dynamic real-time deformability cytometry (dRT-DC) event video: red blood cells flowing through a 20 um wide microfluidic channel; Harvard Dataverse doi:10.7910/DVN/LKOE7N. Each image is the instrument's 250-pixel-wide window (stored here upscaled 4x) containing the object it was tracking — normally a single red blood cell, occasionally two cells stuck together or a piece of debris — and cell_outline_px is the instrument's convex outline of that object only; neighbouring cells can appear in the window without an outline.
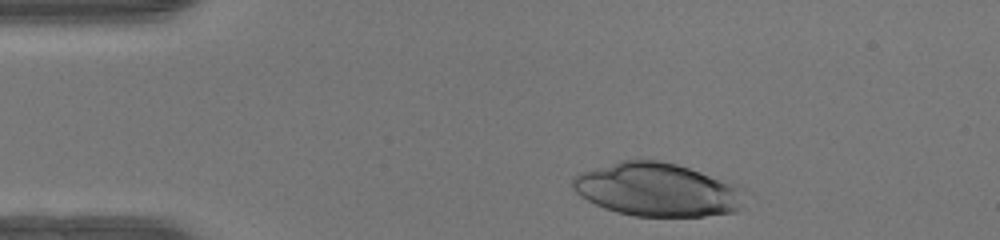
{"species": "human", "species_latin": "Homo sapiens", "temperature_condition": "warm", "stored_images_in_passage": 34, "camera_frame_rate_fps": 3000, "um_per_image_px": 0.085, "donor": {"sex": "female"}, "frame": {"image": 1, "passage_image": 2, "time_ms": 0.333, "image_size_px": [1000, 240], "cell_outline_px": [[748, 188], [744, 208], [736, 212], [704, 216], [632, 216], [616, 212], [604, 208], [580, 196], [572, 188], [572, 176], [580, 172], [620, 160], [660, 160], [676, 164], [740, 184]], "centroid_in_image_um": [55.96, 16.13], "position_along_channel_um": 29.0, "area_um2": 54.56}}
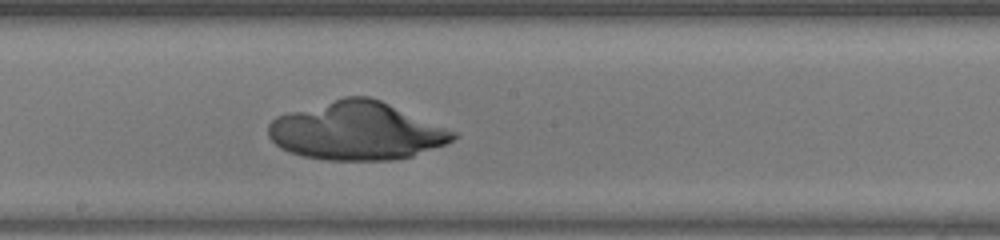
{"frame": {"image": 2, "passage_image": 20, "time_ms": 6.333, "image_size_px": [1000, 240], "cell_outline_px": [[460, 136], [444, 144], [412, 156], [392, 160], [328, 160], [304, 156], [288, 152], [280, 148], [268, 136], [268, 124], [276, 116], [288, 112], [344, 96], [368, 96], [380, 100], [456, 132]], "centroid_in_image_um": [30.28, 11.13], "position_along_channel_um": 217.9, "area_um2": 62.25}}
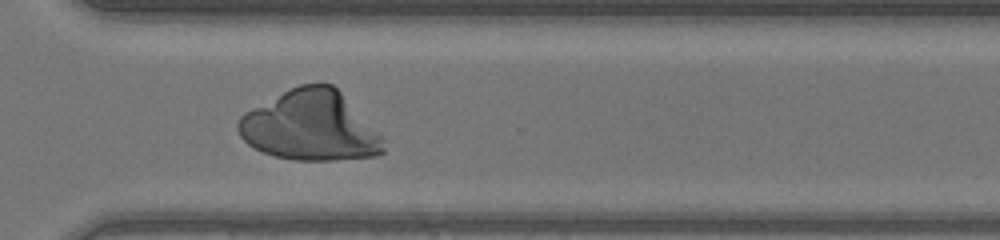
{"frame": {"image": 3, "passage_image": 29, "time_ms": 9.333, "image_size_px": [1000, 240], "cell_outline_px": [[384, 152], [376, 156], [336, 160], [292, 160], [272, 156], [248, 144], [240, 136], [236, 128], [236, 124], [240, 116], [244, 112], [288, 88], [300, 84], [332, 84], [380, 132], [384, 140]], "centroid_in_image_um": [26.37, 10.72], "position_along_channel_um": 344.2, "area_um2": 59.36}}